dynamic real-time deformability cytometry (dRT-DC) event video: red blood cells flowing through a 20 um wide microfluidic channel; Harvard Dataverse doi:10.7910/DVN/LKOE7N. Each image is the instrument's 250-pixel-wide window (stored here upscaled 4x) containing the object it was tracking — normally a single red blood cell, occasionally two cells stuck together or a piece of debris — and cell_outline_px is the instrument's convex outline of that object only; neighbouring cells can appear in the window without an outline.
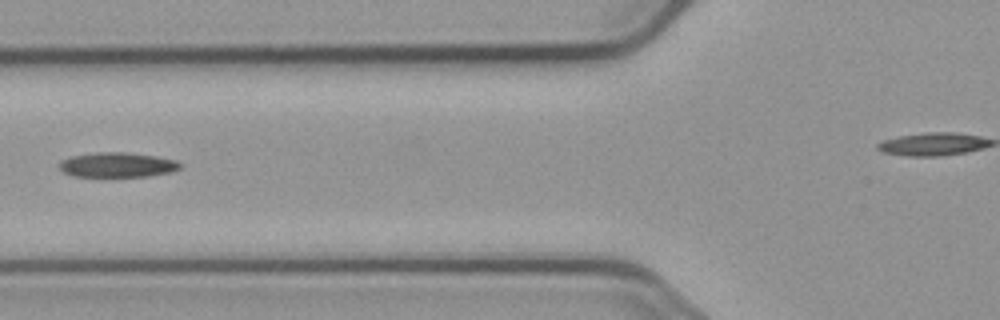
{"species": "common noctule bat (a hibernating species)", "species_latin": "Nyctalus noctula", "temperature_condition": "cold", "stored_images_in_passage": 7, "segment_of_instrument_passage": [1, 2], "camera_frame_rate_fps": 3000, "um_per_image_px": 0.085, "animal": {"sex": "male", "body_mass_g": 23.1, "forearm_length_mm": 52.7}, "frame": {"image": 1, "passage_image": 6, "time_ms": 6.0, "image_size_px": [1000, 320], "cell_outline_px": [[180, 168], [172, 172], [148, 176], [72, 176], [64, 172], [60, 168], [60, 160], [72, 156], [100, 152], [124, 152], [152, 156], [176, 160], [180, 164]], "centroid_in_image_um": [9.96, 14.01], "position_along_channel_um": 115.8, "area_um2": 17.17}}